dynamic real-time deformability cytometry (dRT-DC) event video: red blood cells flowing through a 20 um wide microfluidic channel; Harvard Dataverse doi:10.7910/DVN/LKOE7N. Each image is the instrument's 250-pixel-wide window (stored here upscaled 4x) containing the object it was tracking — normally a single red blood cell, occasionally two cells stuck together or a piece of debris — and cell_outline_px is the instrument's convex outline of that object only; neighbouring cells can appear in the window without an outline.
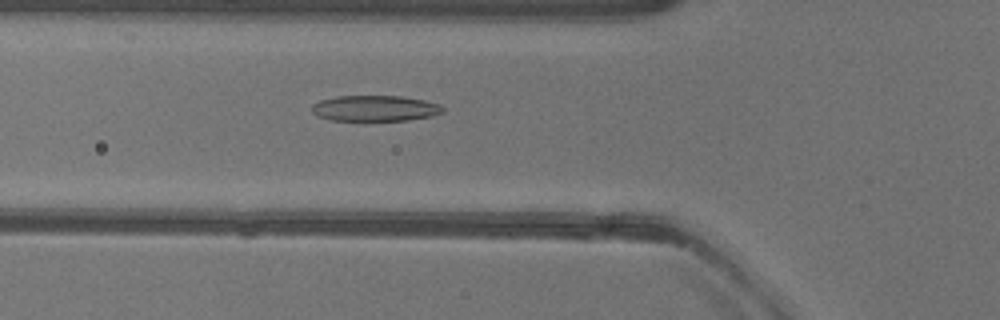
{"species": "common noctule bat (a hibernating species)", "species_latin": "Nyctalus noctula", "temperature_condition": "warm", "stored_images_in_passage": 45, "camera_frame_rate_fps": 3000, "um_per_image_px": 0.085, "animal": {"sex": "female"}, "frame": {"image": 1, "passage_image": 12, "time_ms": 3.667, "image_size_px": [1000, 320], "cell_outline_px": [[444, 112], [432, 116], [408, 120], [332, 120], [316, 116], [312, 112], [312, 104], [320, 100], [336, 96], [400, 96], [424, 100], [440, 104], [444, 108]], "centroid_in_image_um": [31.87, 9.2], "position_along_channel_um": 93.9, "area_um2": 19.71}}
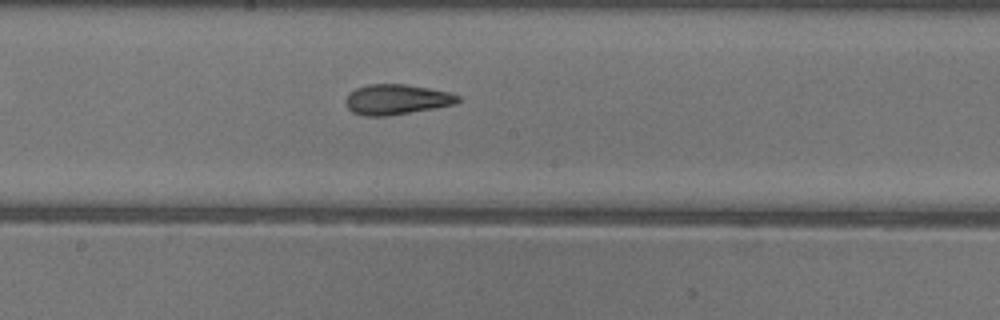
{"frame": {"image": 2, "passage_image": 21, "time_ms": 6.667, "image_size_px": [1000, 320], "cell_outline_px": [[460, 100], [456, 104], [388, 116], [364, 116], [352, 112], [344, 104], [344, 100], [348, 92], [356, 88], [368, 84], [408, 84], [448, 92], [460, 96]], "centroid_in_image_um": [33.66, 8.45], "position_along_channel_um": 214.5, "area_um2": 19.94}}
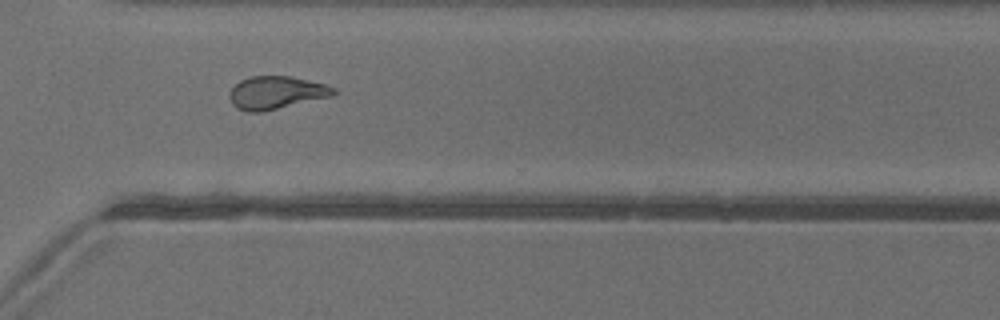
{"frame": {"image": 3, "passage_image": 31, "time_ms": 10.0, "image_size_px": [1000, 320], "cell_outline_px": [[336, 92], [332, 96], [264, 112], [248, 112], [236, 108], [232, 104], [228, 96], [228, 92], [240, 80], [248, 76], [288, 76], [324, 84], [336, 88]], "centroid_in_image_um": [23.43, 7.89], "position_along_channel_um": 347.2, "area_um2": 20.06}, "authors_computed_cell_mechanics": {"area_um2": 20.1722, "velocity_mm_per_s": 3.9919, "shape_relaxation_time_tau1_ms": null, "shape_relaxation_time_tau2_ms": 1.5018, "deformation_change_tau1": null, "deformation_change_tau2": 0.0872}}